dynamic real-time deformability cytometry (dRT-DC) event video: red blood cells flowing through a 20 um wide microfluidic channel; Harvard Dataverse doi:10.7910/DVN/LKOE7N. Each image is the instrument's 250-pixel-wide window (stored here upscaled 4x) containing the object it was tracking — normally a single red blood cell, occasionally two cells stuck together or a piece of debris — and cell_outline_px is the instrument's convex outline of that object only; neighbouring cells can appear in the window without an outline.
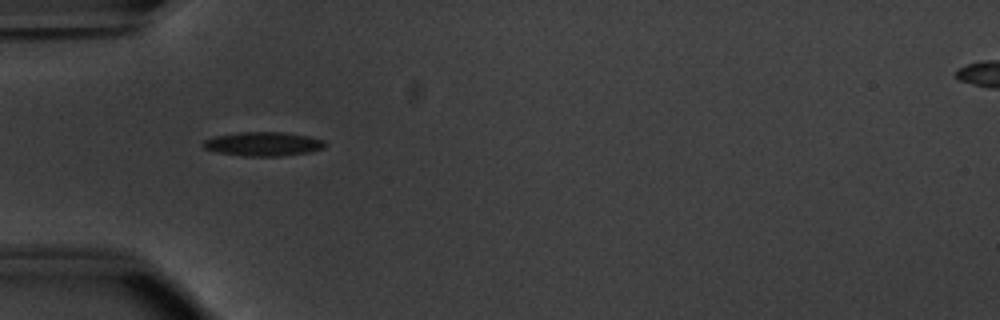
{"species": "common noctule bat (a hibernating species)", "species_latin": "Nyctalus noctula", "temperature_condition": "warm", "stored_images_in_passage": 37, "camera_frame_rate_fps": 3000, "um_per_image_px": 0.085, "animal": {"sex": "male", "body_mass_g": 20.1, "forearm_length_mm": 53.5}, "frame": {"image": 1, "passage_image": 1, "time_ms": 0.0, "image_size_px": [1000, 320], "cell_outline_px": [[324, 148], [312, 152], [280, 156], [240, 156], [216, 152], [204, 148], [204, 140], [216, 136], [240, 132], [284, 132], [308, 136], [324, 140]], "centroid_in_image_um": [22.39, 12.24], "position_along_channel_um": 62.6, "area_um2": 17.05}}
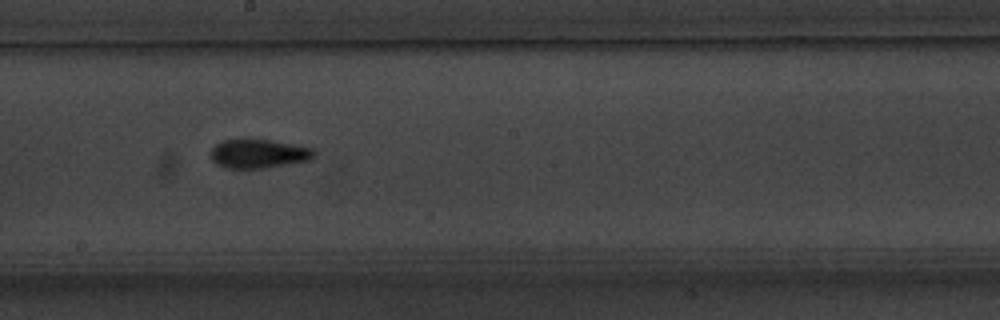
{"frame": {"image": 2, "passage_image": 14, "time_ms": 4.333, "image_size_px": [1000, 320], "cell_outline_px": [[316, 156], [312, 160], [268, 168], [224, 168], [216, 164], [212, 160], [212, 148], [216, 144], [224, 140], [240, 136], [272, 140], [312, 148], [316, 152]], "centroid_in_image_um": [21.99, 13.03], "position_along_channel_um": 226.2, "area_um2": 18.15}}
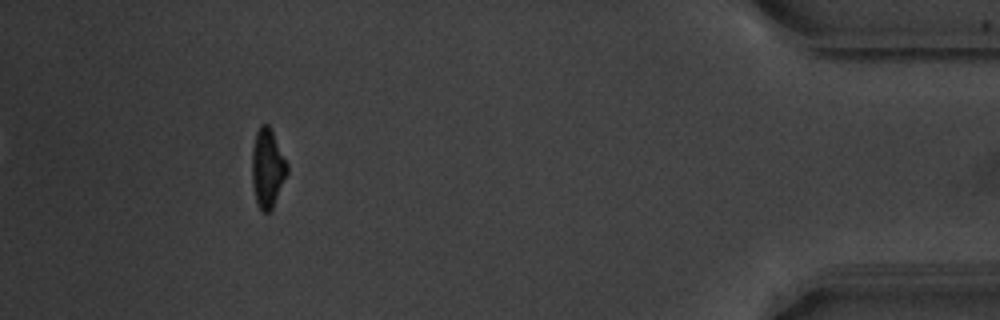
{"frame": {"image": 3, "passage_image": 33, "time_ms": 10.667, "image_size_px": [1000, 320], "cell_outline_px": [[288, 172], [272, 208], [268, 212], [264, 212], [260, 208], [256, 200], [252, 184], [252, 148], [256, 132], [260, 124], [268, 124], [288, 164]], "centroid_in_image_um": [22.73, 14.27], "position_along_channel_um": 412.5, "area_um2": 15.95}, "authors_computed_cell_mechanics": {"area_um2": 16.5308, "velocity_mm_per_s": 3.8182, "shape_relaxation_time_tau1_ms": 2.564, "shape_relaxation_time_tau2_ms": 3.5514, "deformation_change_tau1": 0.1679, "deformation_change_tau2": 0.0824}}